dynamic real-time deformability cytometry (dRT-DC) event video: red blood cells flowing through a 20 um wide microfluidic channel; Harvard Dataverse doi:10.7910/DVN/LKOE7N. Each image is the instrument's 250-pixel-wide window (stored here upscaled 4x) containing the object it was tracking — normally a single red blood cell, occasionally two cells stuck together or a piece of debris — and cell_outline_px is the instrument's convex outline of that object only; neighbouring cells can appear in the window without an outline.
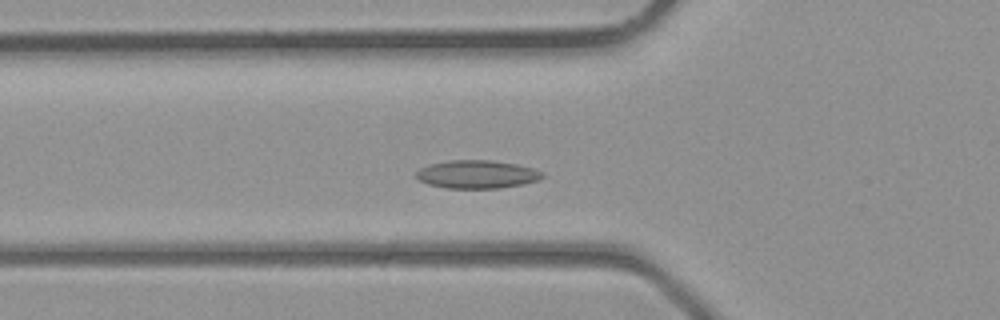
{"species": "common noctule bat (a hibernating species)", "species_latin": "Nyctalus noctula", "temperature_condition": "room temperature", "stored_images_in_passage": 37, "camera_frame_rate_fps": 3000, "um_per_image_px": 0.085, "animal": {"sex": "male", "body_mass_g": 23.1, "forearm_length_mm": 52.7}, "frame": {"image": 1, "passage_image": 10, "time_ms": 3.0, "image_size_px": [1000, 320], "cell_outline_px": [[544, 176], [536, 180], [524, 184], [500, 188], [448, 188], [428, 184], [420, 180], [416, 176], [416, 172], [420, 168], [428, 164], [452, 160], [492, 160], [516, 164], [532, 168], [544, 172]], "centroid_in_image_um": [40.55, 14.81], "position_along_channel_um": 85.3, "area_um2": 20.63}}
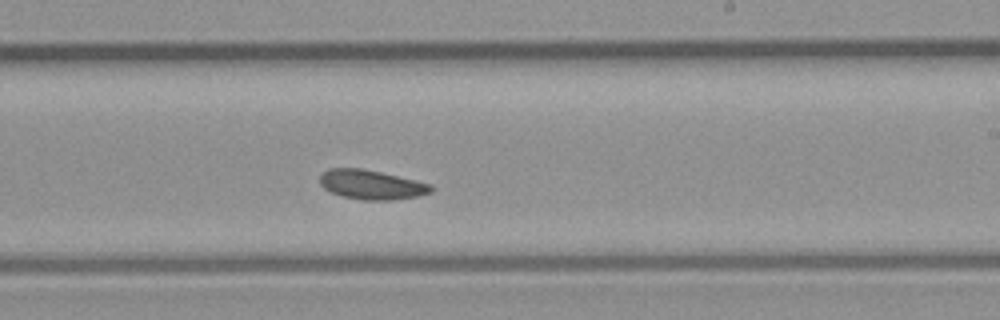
{"frame": {"image": 2, "passage_image": 20, "time_ms": 6.333, "image_size_px": [1000, 320], "cell_outline_px": [[432, 192], [416, 196], [392, 200], [364, 200], [344, 196], [332, 192], [324, 188], [320, 184], [320, 176], [328, 168], [364, 168], [432, 184]], "centroid_in_image_um": [31.57, 15.69], "position_along_channel_um": 257.4, "area_um2": 18.9}}
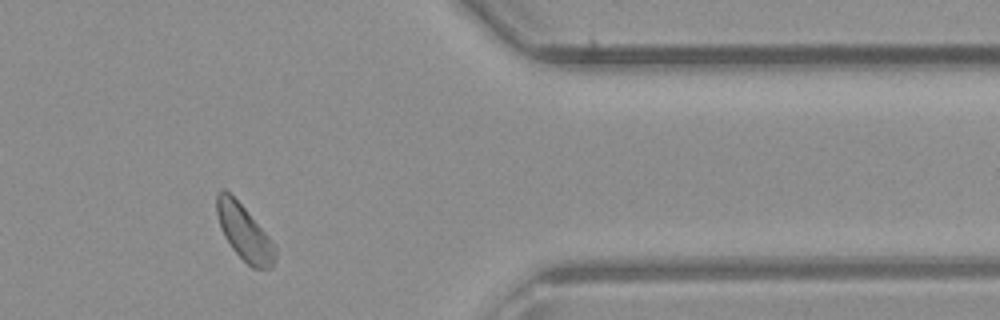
{"frame": {"image": 3, "passage_image": 29, "time_ms": 9.333, "image_size_px": [1000, 320], "cell_outline_px": [[276, 260], [272, 268], [252, 268], [232, 248], [224, 236], [220, 228], [216, 212], [216, 192], [220, 188], [224, 188], [244, 208], [268, 236], [276, 248]], "centroid_in_image_um": [20.74, 19.76], "position_along_channel_um": 390.7, "area_um2": 18.67}}